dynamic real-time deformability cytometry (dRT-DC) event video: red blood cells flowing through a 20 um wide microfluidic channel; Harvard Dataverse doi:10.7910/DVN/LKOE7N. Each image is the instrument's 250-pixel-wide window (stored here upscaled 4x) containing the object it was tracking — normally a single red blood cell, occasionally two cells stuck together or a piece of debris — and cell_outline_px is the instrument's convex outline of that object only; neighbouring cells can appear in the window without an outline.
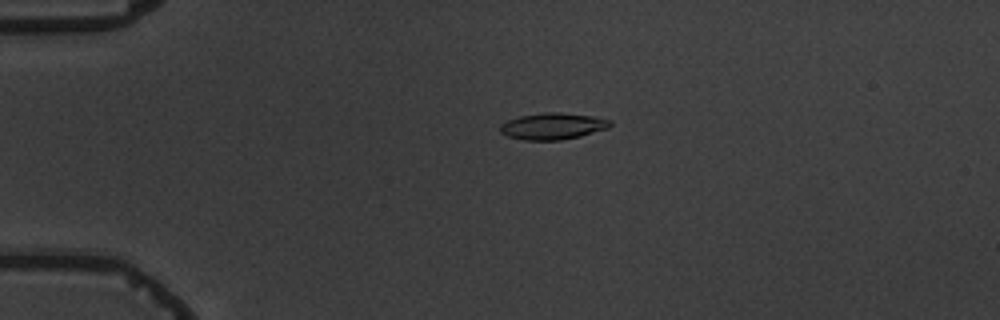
{"species": "common noctule bat (a hibernating species)", "species_latin": "Nyctalus noctula", "temperature_condition": "warm", "stored_images_in_passage": 2, "camera_frame_rate_fps": 3000, "um_per_image_px": 0.085, "animal": {"sex": "male", "body_mass_g": 19.5, "forearm_length_mm": 54.6}, "frame": {"image": 1, "passage_image": 1, "time_ms": 0.0, "image_size_px": [1000, 320], "cell_outline_px": [[612, 124], [608, 128], [580, 136], [560, 140], [524, 140], [508, 136], [500, 132], [500, 124], [508, 120], [520, 116], [544, 112], [560, 112], [592, 116], [612, 120]], "centroid_in_image_um": [46.99, 10.72], "position_along_channel_um": 38.0, "area_um2": 16.99}}